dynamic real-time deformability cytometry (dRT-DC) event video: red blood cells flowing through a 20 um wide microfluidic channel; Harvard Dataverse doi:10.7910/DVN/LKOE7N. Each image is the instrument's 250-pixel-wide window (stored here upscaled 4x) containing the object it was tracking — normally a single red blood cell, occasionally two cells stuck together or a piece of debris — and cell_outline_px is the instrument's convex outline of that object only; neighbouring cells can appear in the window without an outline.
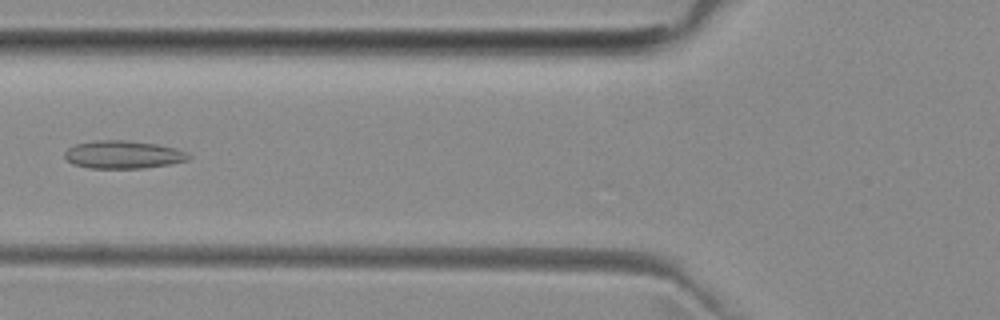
{"species": "common noctule bat (a hibernating species)", "species_latin": "Nyctalus noctula", "temperature_condition": "room temperature", "stored_images_in_passage": 5, "camera_frame_rate_fps": 3000, "um_per_image_px": 0.085, "animal": {"sex": "female", "body_mass_g": 29.2, "forearm_length_mm": 56.3}, "frame": {"image": 1, "passage_image": 5, "time_ms": 5.333, "image_size_px": [1000, 320], "cell_outline_px": [[192, 156], [188, 160], [168, 164], [144, 168], [88, 168], [72, 164], [64, 156], [64, 152], [68, 148], [76, 144], [96, 140], [128, 140], [156, 144], [176, 148], [188, 152]], "centroid_in_image_um": [10.47, 13.14], "position_along_channel_um": 115.3, "area_um2": 20.23}}